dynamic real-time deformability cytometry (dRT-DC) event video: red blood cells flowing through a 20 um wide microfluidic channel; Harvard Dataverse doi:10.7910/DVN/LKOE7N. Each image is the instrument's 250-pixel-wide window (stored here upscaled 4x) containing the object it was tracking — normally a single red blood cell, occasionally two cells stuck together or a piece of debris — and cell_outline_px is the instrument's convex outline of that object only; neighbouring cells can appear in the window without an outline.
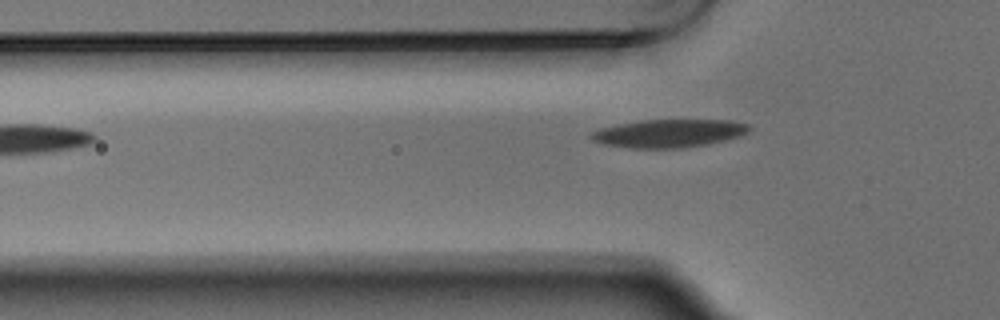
{"species": "Egyptian fruit bat (a non-hibernating species)", "species_latin": "Rousettus aegyptiacus", "temperature_condition": "warm", "stored_images_in_passage": 5, "camera_frame_rate_fps": 3000, "um_per_image_px": 0.085, "animal": {"sex": "male"}, "frame": {"image": 1, "passage_image": 5, "time_ms": 1.333, "image_size_px": [1000, 320], "cell_outline_px": [[752, 128], [748, 132], [740, 136], [724, 140], [684, 148], [628, 148], [604, 144], [592, 140], [588, 136], [592, 132], [600, 128], [640, 120], [732, 120], [748, 124]], "centroid_in_image_um": [56.85, 11.33], "position_along_channel_um": 68.9, "area_um2": 25.84}}